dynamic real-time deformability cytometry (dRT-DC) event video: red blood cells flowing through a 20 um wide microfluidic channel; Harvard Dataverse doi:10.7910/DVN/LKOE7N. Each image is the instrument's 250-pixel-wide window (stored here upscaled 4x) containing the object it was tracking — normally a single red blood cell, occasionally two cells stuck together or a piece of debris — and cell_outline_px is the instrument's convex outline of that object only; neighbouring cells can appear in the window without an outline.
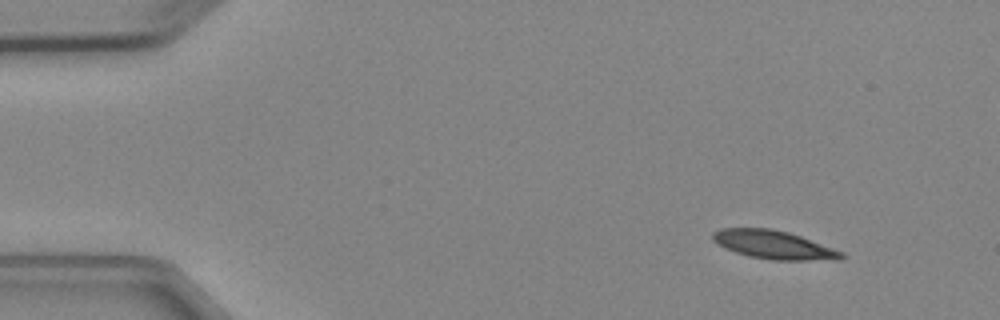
{"species": "Egyptian fruit bat (a non-hibernating species)", "species_latin": "Rousettus aegyptiacus", "temperature_condition": "cold", "stored_images_in_passage": 5, "camera_frame_rate_fps": 3000, "um_per_image_px": 0.085, "animal": {"sex": "female"}, "frame": {"image": 1, "passage_image": 1, "time_ms": 0.0, "image_size_px": [1000, 320], "cell_outline_px": [[848, 256], [840, 260], [772, 260], [748, 256], [724, 248], [712, 240], [712, 232], [720, 228], [772, 228], [788, 232], [800, 236], [844, 252]], "centroid_in_image_um": [65.78, 20.81], "position_along_channel_um": 19.2, "area_um2": 21.5}}